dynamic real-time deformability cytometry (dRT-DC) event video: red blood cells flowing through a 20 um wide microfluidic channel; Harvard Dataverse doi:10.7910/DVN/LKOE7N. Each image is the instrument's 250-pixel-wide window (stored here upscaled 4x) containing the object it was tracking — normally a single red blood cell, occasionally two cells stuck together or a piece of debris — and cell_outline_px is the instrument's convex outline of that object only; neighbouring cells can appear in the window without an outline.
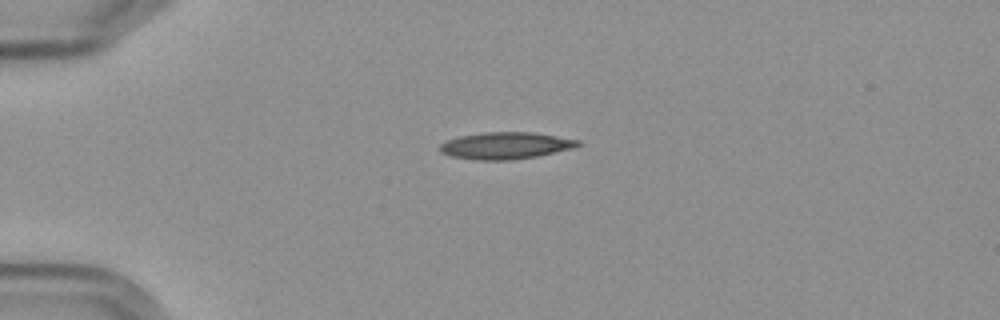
{"species": "Egyptian fruit bat (a non-hibernating species)", "species_latin": "Rousettus aegyptiacus", "temperature_condition": "cold", "stored_images_in_passage": 2, "camera_frame_rate_fps": 3000, "um_per_image_px": 0.085, "frame": {"image": 1, "passage_image": 1, "time_ms": 0.0, "image_size_px": [1000, 320], "cell_outline_px": [[580, 144], [576, 148], [536, 156], [508, 160], [476, 160], [448, 156], [440, 152], [440, 144], [448, 140], [460, 136], [484, 132], [532, 132], [580, 140]], "centroid_in_image_um": [42.97, 12.38], "position_along_channel_um": 42.0, "area_um2": 21.62}}